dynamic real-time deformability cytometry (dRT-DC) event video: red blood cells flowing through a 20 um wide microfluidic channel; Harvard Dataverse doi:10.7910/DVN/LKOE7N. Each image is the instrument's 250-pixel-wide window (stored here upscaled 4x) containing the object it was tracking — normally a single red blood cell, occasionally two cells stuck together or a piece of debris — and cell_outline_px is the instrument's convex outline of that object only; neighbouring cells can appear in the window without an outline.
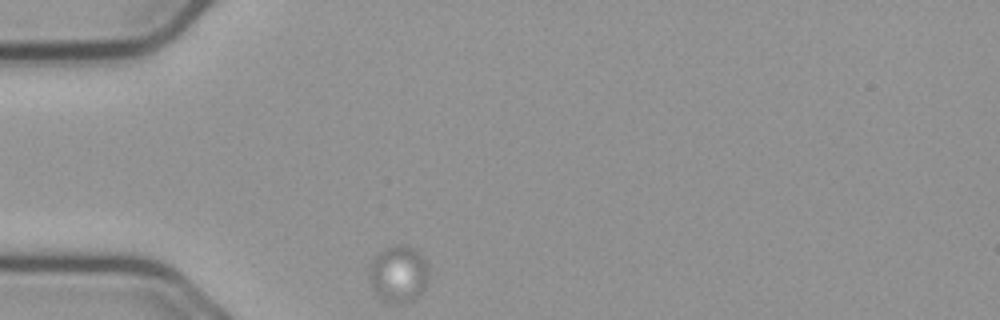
{"species": "common noctule bat (a hibernating species)", "species_latin": "Nyctalus noctula", "temperature_condition": "cold", "stored_images_in_passage": 243, "camera_frame_rate_fps": 3000, "um_per_image_px": 0.085, "animal": {"sex": "male", "body_mass_g": 23.1, "forearm_length_mm": 52.7}, "frame": {"image": 1, "passage_image": 1, "time_ms": 0.0, "image_size_px": [1000, 320], "cell_outline_px": [[428, 280], [424, 288], [412, 300], [404, 304], [396, 304], [384, 300], [376, 292], [368, 276], [372, 260], [384, 248], [396, 244], [404, 244], [416, 248], [424, 256], [428, 268]], "centroid_in_image_um": [33.9, 23.25], "position_along_channel_um": 51.1, "area_um2": 19.77}}
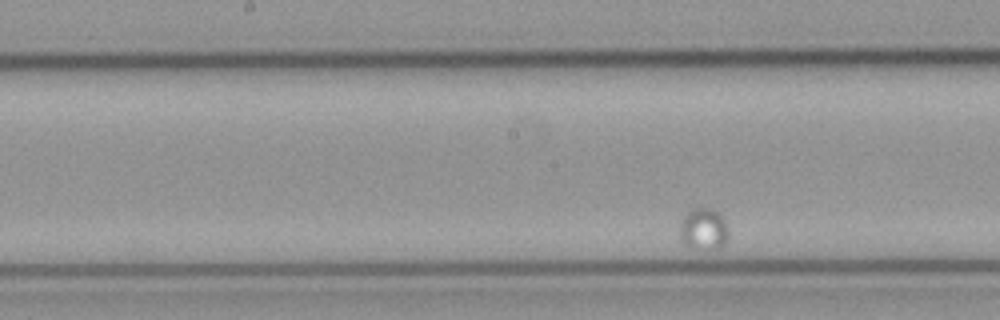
{"frame": {"image": 2, "passage_image": 65, "time_ms": 21.333, "image_size_px": [1000, 320], "cell_outline_px": [[728, 240], [720, 248], [692, 248], [684, 244], [680, 240], [680, 224], [684, 216], [692, 208], [700, 204], [704, 204], [720, 212], [724, 216], [728, 228]], "centroid_in_image_um": [59.83, 19.4], "position_along_channel_um": 188.4, "area_um2": 12.43}}
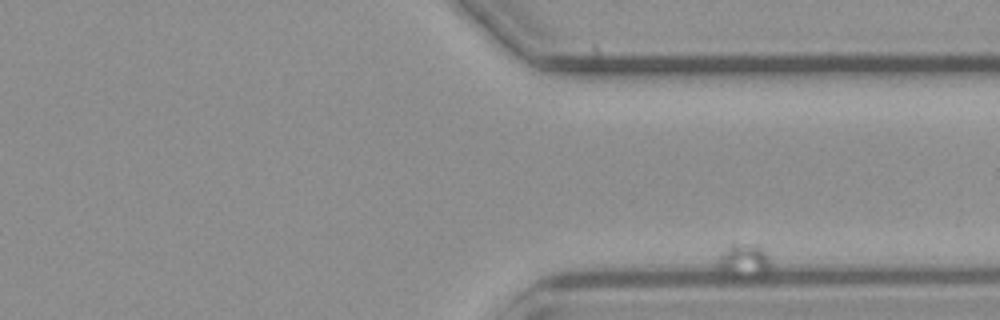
{"frame": {"image": 3, "passage_image": 209, "time_ms": 69.333, "image_size_px": [1000, 320], "cell_outline_px": [[772, 268], [764, 280], [760, 280], [732, 276], [712, 272], [720, 256], [732, 244], [760, 244], [764, 248], [772, 264]], "centroid_in_image_um": [63.29, 22.27], "position_along_channel_um": 348.1, "area_um2": 11.56}}